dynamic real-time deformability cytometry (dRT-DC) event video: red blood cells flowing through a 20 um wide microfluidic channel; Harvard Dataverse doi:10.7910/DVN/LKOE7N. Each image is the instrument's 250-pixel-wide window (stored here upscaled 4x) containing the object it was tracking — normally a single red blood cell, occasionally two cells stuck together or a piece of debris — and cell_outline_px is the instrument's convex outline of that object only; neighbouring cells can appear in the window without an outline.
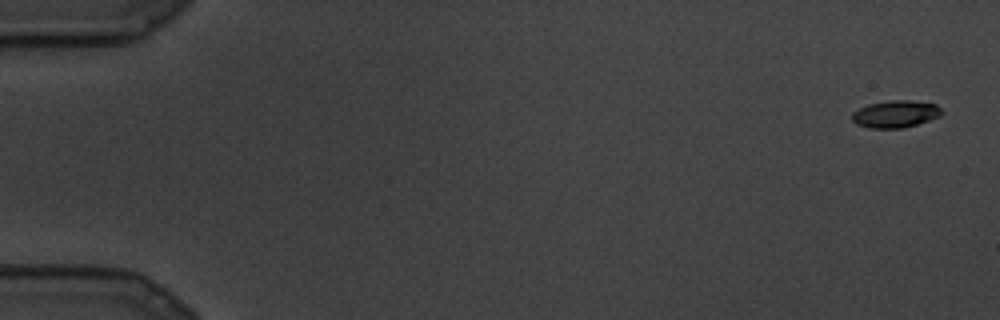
{"species": "common noctule bat (a hibernating species)", "species_latin": "Nyctalus noctula", "temperature_condition": "cold", "stored_images_in_passage": 10, "camera_frame_rate_fps": 3000, "um_per_image_px": 0.085, "animal": {"sex": "male", "body_mass_g": 19.5, "forearm_length_mm": 54.6}, "frame": {"image": 1, "passage_image": 1, "time_ms": 0.0, "image_size_px": [1000, 320], "cell_outline_px": [[940, 116], [916, 124], [900, 128], [868, 128], [856, 124], [852, 120], [852, 112], [868, 104], [892, 100], [908, 100], [936, 104], [940, 108]], "centroid_in_image_um": [76.07, 9.69], "position_along_channel_um": 8.9, "area_um2": 13.99}}